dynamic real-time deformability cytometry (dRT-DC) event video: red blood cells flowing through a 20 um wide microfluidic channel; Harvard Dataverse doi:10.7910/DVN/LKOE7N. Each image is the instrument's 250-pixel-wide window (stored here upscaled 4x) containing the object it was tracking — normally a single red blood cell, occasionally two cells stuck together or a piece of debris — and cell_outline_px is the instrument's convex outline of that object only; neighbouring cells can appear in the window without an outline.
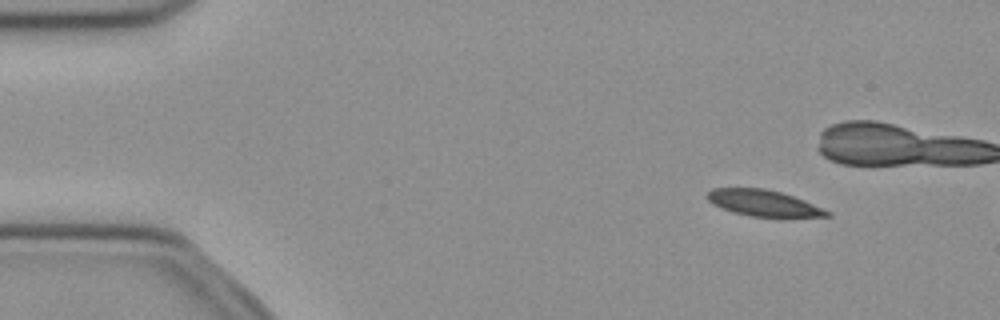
{"species": "common noctule bat (a hibernating species)", "species_latin": "Nyctalus noctula", "temperature_condition": "cold", "stored_images_in_passage": 12, "camera_frame_rate_fps": 3000, "um_per_image_px": 0.085, "animal": {"sex": "female", "body_mass_g": 21.9}, "frame": {"image": 1, "passage_image": 6, "time_ms": 1.667, "image_size_px": [1000, 320], "cell_outline_px": [[832, 216], [780, 220], [752, 216], [732, 212], [712, 204], [704, 196], [712, 188], [764, 188], [780, 192], [804, 200], [832, 212]], "centroid_in_image_um": [64.98, 17.32], "position_along_channel_um": 20.0, "area_um2": 19.19}}